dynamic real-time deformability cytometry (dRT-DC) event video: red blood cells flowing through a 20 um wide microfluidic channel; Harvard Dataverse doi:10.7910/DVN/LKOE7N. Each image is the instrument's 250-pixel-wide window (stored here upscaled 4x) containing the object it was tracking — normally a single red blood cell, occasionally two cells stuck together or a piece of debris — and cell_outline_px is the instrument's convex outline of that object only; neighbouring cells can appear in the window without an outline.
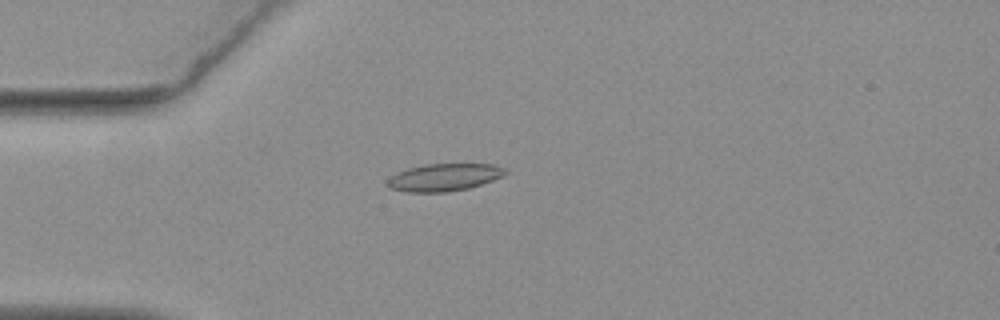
{"species": "common noctule bat (a hibernating species)", "species_latin": "Nyctalus noctula", "temperature_condition": "warm", "stored_images_in_passage": 57, "camera_frame_rate_fps": 3000, "um_per_image_px": 0.085, "animal": {"sex": "female", "body_mass_g": 19.3, "forearm_length_mm": 54.1}, "frame": {"image": 1, "passage_image": 16, "time_ms": 5.0, "image_size_px": [1000, 320], "cell_outline_px": [[508, 172], [492, 180], [468, 188], [444, 192], [408, 192], [392, 188], [384, 184], [392, 176], [408, 168], [424, 164], [492, 164], [504, 168]], "centroid_in_image_um": [37.73, 15.07], "position_along_channel_um": 47.3, "area_um2": 18.5}}
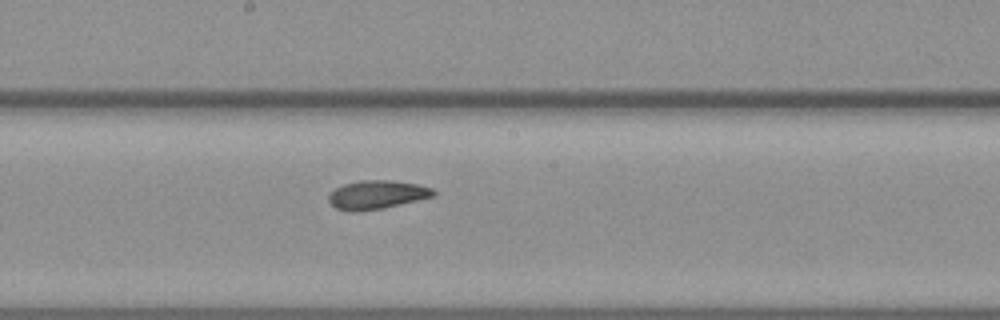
{"frame": {"image": 2, "passage_image": 31, "time_ms": 10.0, "image_size_px": [1000, 320], "cell_outline_px": [[436, 192], [432, 196], [384, 208], [356, 212], [348, 212], [336, 208], [328, 200], [328, 196], [336, 188], [344, 184], [360, 180], [392, 180], [420, 184], [432, 188]], "centroid_in_image_um": [32.02, 16.55], "position_along_channel_um": 216.2, "area_um2": 17.46}}
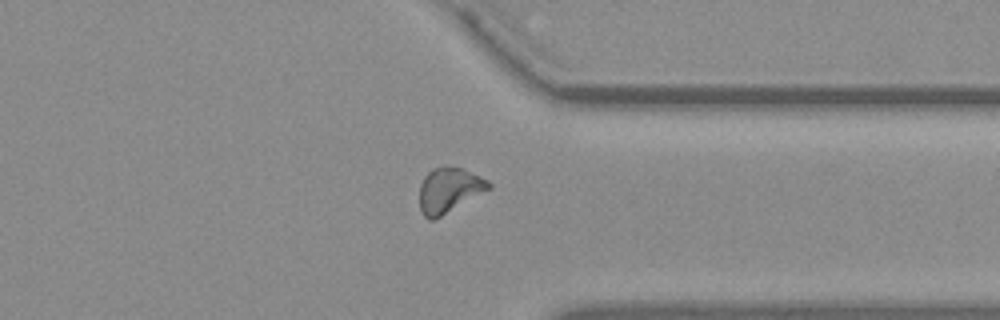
{"frame": {"image": 3, "passage_image": 44, "time_ms": 14.333, "image_size_px": [1000, 320], "cell_outline_px": [[492, 188], [440, 216], [432, 220], [428, 220], [424, 216], [420, 208], [420, 184], [424, 176], [432, 168], [444, 164], [452, 164], [464, 168], [488, 180], [492, 184]], "centroid_in_image_um": [38.18, 16.1], "position_along_channel_um": 373.2, "area_um2": 18.44}, "authors_computed_cell_mechanics": {"area_um2": 17.8602, "velocity_mm_per_s": 3.691, "shape_relaxation_time_tau1_ms": 7.3557, "shape_relaxation_time_tau2_ms": 4.2156, "deformation_change_tau1": 0.1847, "deformation_change_tau2": 0.1114}}